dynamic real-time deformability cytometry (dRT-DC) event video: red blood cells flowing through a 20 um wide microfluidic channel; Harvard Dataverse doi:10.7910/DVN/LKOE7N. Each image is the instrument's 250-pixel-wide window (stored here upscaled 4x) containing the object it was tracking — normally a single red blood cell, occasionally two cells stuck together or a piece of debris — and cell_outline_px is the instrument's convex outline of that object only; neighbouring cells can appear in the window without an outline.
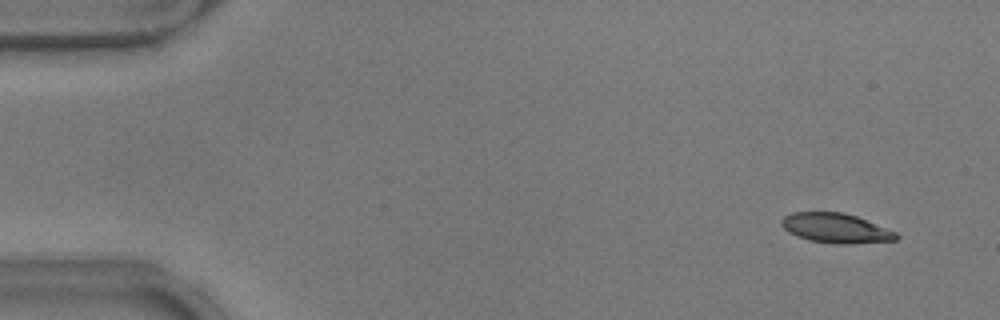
{"species": "common noctule bat (a hibernating species)", "species_latin": "Nyctalus noctula", "temperature_condition": "warm", "stored_images_in_passage": 52, "camera_frame_rate_fps": 3000, "um_per_image_px": 0.085, "animal": {"sex": "male", "body_mass_g": 17.9}, "frame": {"image": 1, "passage_image": 4, "time_ms": 1.0, "image_size_px": [1000, 320], "cell_outline_px": [[900, 236], [896, 240], [848, 244], [832, 244], [808, 240], [796, 236], [788, 232], [780, 224], [780, 220], [784, 216], [792, 212], [844, 212], [856, 216], [896, 232]], "centroid_in_image_um": [71.01, 19.39], "position_along_channel_um": 14.0, "area_um2": 19.94}}
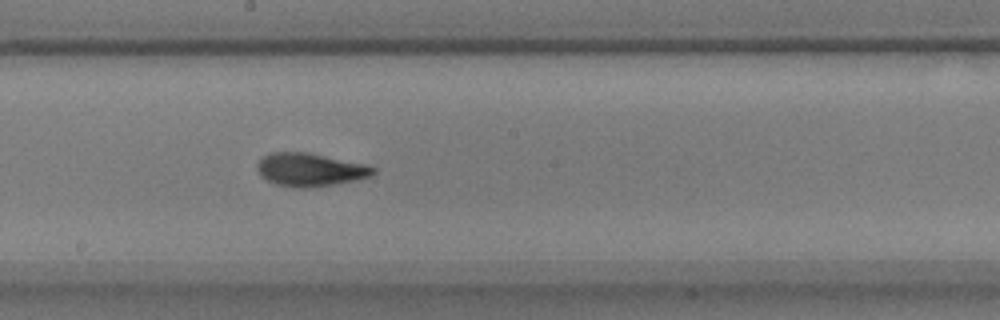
{"frame": {"image": 2, "passage_image": 29, "time_ms": 9.333, "image_size_px": [1000, 320], "cell_outline_px": [[376, 172], [372, 176], [356, 180], [312, 188], [292, 188], [276, 184], [260, 176], [256, 168], [256, 164], [264, 156], [272, 152], [308, 152], [368, 164], [376, 168]], "centroid_in_image_um": [26.38, 14.43], "position_along_channel_um": 221.8, "area_um2": 22.77}}
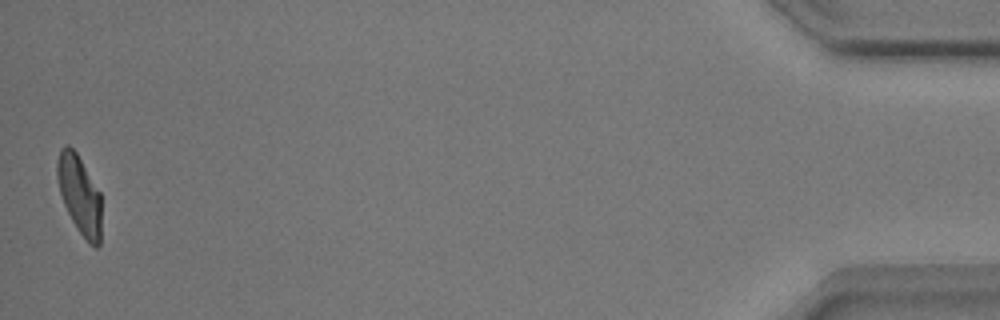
{"frame": {"image": 3, "passage_image": 52, "time_ms": 17.0, "image_size_px": [1000, 320], "cell_outline_px": [[100, 244], [96, 248], [76, 228], [64, 204], [60, 192], [56, 176], [56, 164], [60, 148], [64, 144], [68, 144], [76, 152], [100, 192]], "centroid_in_image_um": [6.73, 16.49], "position_along_channel_um": 428.5, "area_um2": 20.0}, "authors_computed_cell_mechanics": {"area_um2": 21.4149, "velocity_mm_per_s": 3.8754, "shape_relaxation_time_tau1_ms": 2.9359, "shape_relaxation_time_tau2_ms": 1.5449, "deformation_change_tau1": 0.1795, "deformation_change_tau2": 0.0821}}